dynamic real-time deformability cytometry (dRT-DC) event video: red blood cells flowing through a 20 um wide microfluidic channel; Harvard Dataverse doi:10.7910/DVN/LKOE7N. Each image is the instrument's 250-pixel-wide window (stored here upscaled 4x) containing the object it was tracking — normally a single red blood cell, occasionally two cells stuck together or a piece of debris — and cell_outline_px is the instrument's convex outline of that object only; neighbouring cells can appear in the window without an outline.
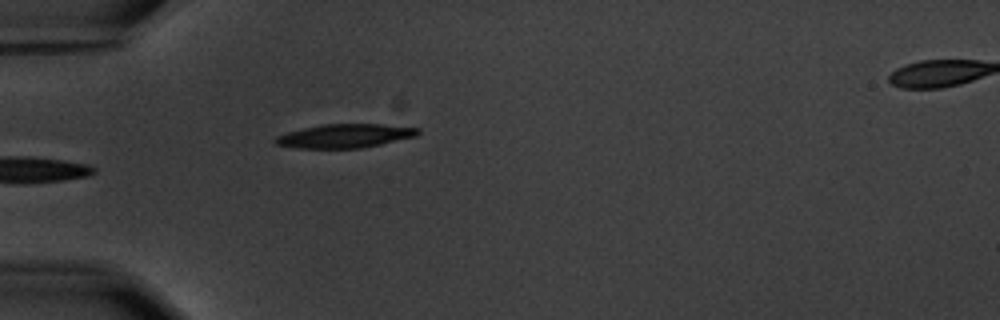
{"species": "common noctule bat (a hibernating species)", "species_latin": "Nyctalus noctula", "temperature_condition": "warm", "stored_images_in_passage": 2, "segment_of_instrument_passage": [1, 2], "camera_frame_rate_fps": 3000, "um_per_image_px": 0.085, "animal": {"sex": "male", "body_mass_g": 20.1, "forearm_length_mm": 53.5}, "frame": {"image": 1, "passage_image": 1, "time_ms": 0.0, "image_size_px": [1000, 320], "cell_outline_px": [[420, 132], [416, 136], [380, 144], [360, 148], [296, 148], [276, 144], [272, 140], [276, 136], [288, 132], [304, 128], [324, 124], [384, 124], [420, 128]], "centroid_in_image_um": [29.31, 11.55], "position_along_channel_um": 55.7, "area_um2": 19.65}}